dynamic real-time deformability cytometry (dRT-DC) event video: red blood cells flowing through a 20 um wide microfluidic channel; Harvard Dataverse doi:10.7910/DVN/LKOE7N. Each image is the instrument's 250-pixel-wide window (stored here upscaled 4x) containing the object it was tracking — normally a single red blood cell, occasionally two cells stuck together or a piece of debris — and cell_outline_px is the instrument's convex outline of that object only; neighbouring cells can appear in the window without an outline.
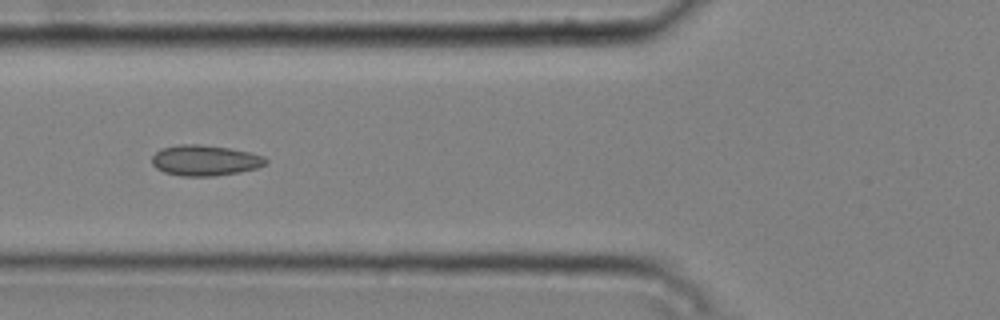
{"species": "common noctule bat (a hibernating species)", "species_latin": "Nyctalus noctula", "temperature_condition": "cold", "stored_images_in_passage": 6, "camera_frame_rate_fps": 3000, "um_per_image_px": 0.085, "animal": {"sex": "male", "body_mass_g": 20.4}, "frame": {"image": 1, "passage_image": 6, "time_ms": 1.667, "image_size_px": [1000, 320], "cell_outline_px": [[268, 160], [264, 164], [256, 168], [240, 172], [212, 176], [180, 176], [164, 172], [156, 168], [152, 164], [152, 156], [160, 148], [180, 144], [200, 144], [228, 148], [248, 152], [264, 156]], "centroid_in_image_um": [17.38, 13.63], "position_along_channel_um": 108.4, "area_um2": 20.29}}